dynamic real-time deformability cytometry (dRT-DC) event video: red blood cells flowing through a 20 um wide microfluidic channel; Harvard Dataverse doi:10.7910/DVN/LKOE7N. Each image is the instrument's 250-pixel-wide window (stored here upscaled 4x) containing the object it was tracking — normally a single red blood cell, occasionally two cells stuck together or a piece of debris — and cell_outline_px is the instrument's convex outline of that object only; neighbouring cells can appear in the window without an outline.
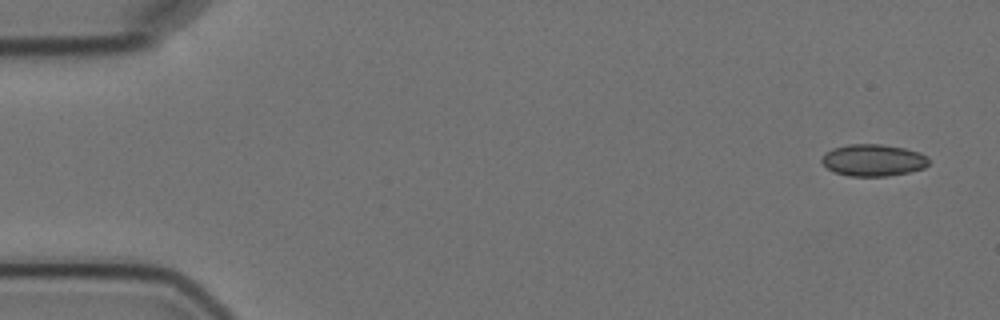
{"species": "Egyptian fruit bat (a non-hibernating species)", "species_latin": "Rousettus aegyptiacus", "temperature_condition": "cold", "stored_images_in_passage": 6, "camera_frame_rate_fps": 3000, "um_per_image_px": 0.085, "animal": {"sex": "female"}, "frame": {"image": 1, "passage_image": 1, "time_ms": 0.0, "image_size_px": [1000, 320], "cell_outline_px": [[928, 164], [924, 168], [908, 172], [888, 176], [848, 176], [836, 172], [828, 168], [820, 160], [824, 152], [832, 148], [848, 144], [880, 144], [904, 148], [920, 152], [928, 156]], "centroid_in_image_um": [74.21, 13.61], "position_along_channel_um": 10.8, "area_um2": 19.94}}